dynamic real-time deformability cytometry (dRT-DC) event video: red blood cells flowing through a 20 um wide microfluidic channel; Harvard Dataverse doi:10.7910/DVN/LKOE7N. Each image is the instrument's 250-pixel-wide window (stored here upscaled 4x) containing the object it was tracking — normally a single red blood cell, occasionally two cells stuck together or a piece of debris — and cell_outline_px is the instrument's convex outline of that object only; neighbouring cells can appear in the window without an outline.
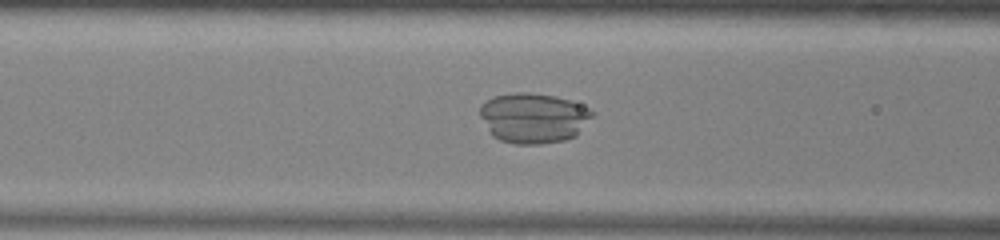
{"species": "common noctule bat (a hibernating species)", "species_latin": "Nyctalus noctula", "temperature_condition": "warm", "stored_images_in_passage": 51, "camera_frame_rate_fps": 3000, "um_per_image_px": 0.085, "animal": {"sex": "male", "body_mass_g": 13.0, "forearm_length_mm": 53.1}, "frame": {"image": 1, "passage_image": 20, "time_ms": 6.333, "image_size_px": [1000, 240], "cell_outline_px": [[596, 116], [576, 136], [564, 140], [540, 144], [516, 144], [500, 140], [492, 136], [480, 116], [480, 104], [492, 96], [516, 92], [528, 92], [556, 96], [580, 104], [596, 112]], "centroid_in_image_um": [45.37, 10.02], "position_along_channel_um": 121.2, "area_um2": 33.29}}
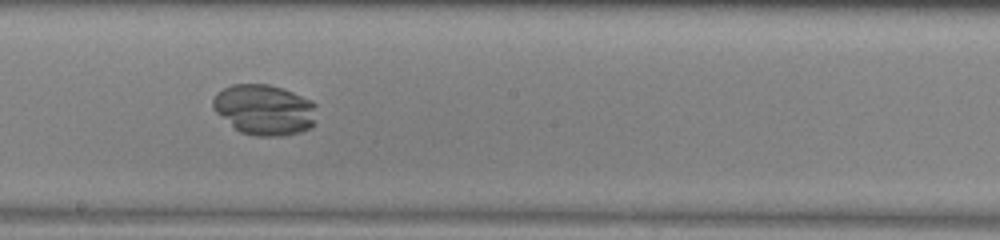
{"frame": {"image": 2, "passage_image": 28, "time_ms": 9.0, "image_size_px": [1000, 240], "cell_outline_px": [[316, 104], [312, 128], [300, 132], [284, 136], [256, 136], [240, 132], [216, 112], [212, 108], [212, 100], [216, 92], [232, 84], [268, 84], [284, 88], [312, 100]], "centroid_in_image_um": [22.47, 9.32], "position_along_channel_um": 225.7, "area_um2": 30.75}}
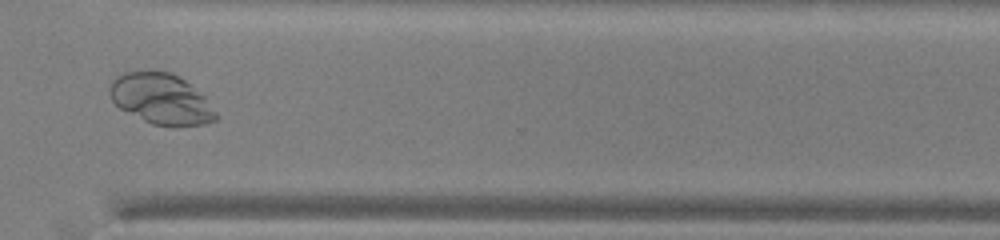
{"frame": {"image": 3, "passage_image": 38, "time_ms": 12.333, "image_size_px": [1000, 240], "cell_outline_px": [[220, 116], [216, 120], [204, 124], [152, 124], [120, 108], [112, 100], [108, 92], [108, 88], [112, 80], [116, 76], [124, 72], [148, 68], [172, 72], [184, 80], [204, 96]], "centroid_in_image_um": [13.65, 8.34], "position_along_channel_um": 356.9, "area_um2": 31.39}}